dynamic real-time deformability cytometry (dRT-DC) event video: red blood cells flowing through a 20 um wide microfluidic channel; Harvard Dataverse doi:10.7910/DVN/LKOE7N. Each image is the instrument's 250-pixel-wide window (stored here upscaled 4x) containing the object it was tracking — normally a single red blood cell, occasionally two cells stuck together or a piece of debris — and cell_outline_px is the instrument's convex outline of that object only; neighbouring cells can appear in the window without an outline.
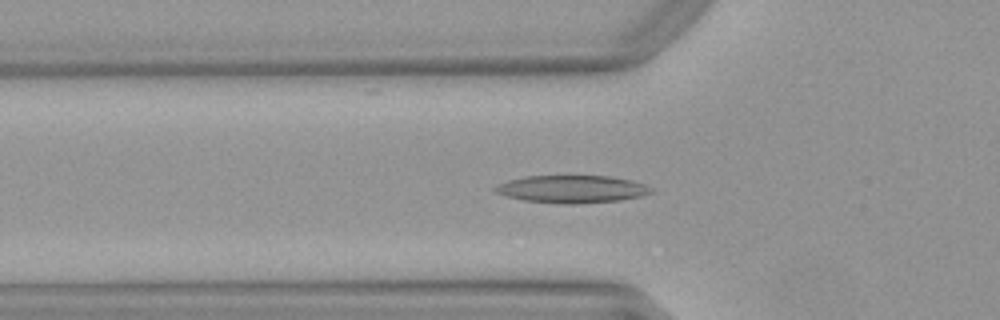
{"species": "Egyptian fruit bat (a non-hibernating species)", "species_latin": "Rousettus aegyptiacus", "temperature_condition": "warm", "stored_images_in_passage": 53, "camera_frame_rate_fps": 3000, "um_per_image_px": 0.085, "animal": {"sex": "female"}, "frame": {"image": 1, "passage_image": 18, "time_ms": 5.667, "image_size_px": [1000, 320], "cell_outline_px": [[652, 192], [640, 196], [620, 200], [576, 204], [564, 204], [524, 200], [508, 196], [496, 192], [492, 188], [508, 180], [524, 176], [608, 176], [628, 180], [644, 184]], "centroid_in_image_um": [48.57, 16.07], "position_along_channel_um": 77.2, "area_um2": 24.62}}
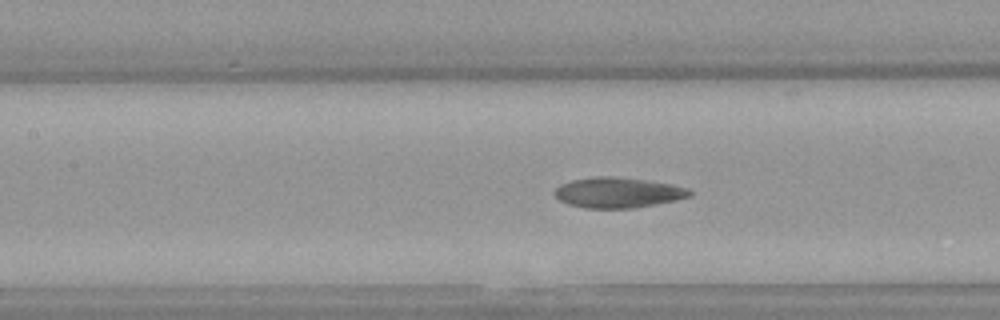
{"frame": {"image": 2, "passage_image": 24, "time_ms": 7.667, "image_size_px": [1000, 320], "cell_outline_px": [[692, 196], [676, 200], [656, 204], [632, 208], [584, 208], [568, 204], [560, 200], [552, 192], [560, 184], [572, 180], [596, 176], [616, 176], [672, 184], [688, 188], [692, 192]], "centroid_in_image_um": [52.52, 16.37], "position_along_channel_um": 154.9, "area_um2": 23.99}}
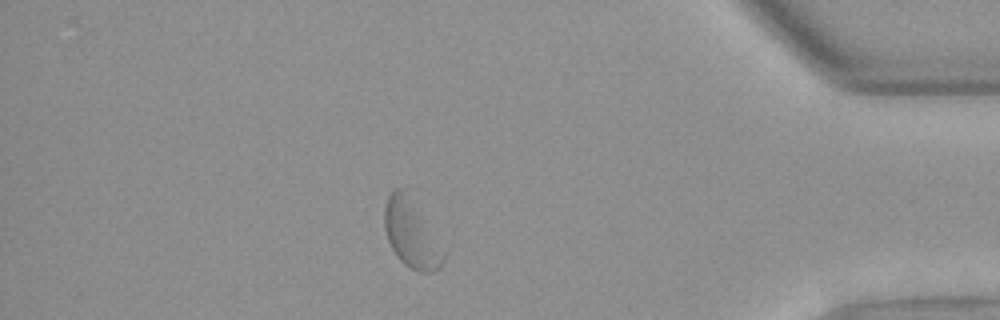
{"frame": {"image": 3, "passage_image": 46, "time_ms": 15.0, "image_size_px": [1000, 320], "cell_outline_px": [[444, 260], [432, 272], [420, 272], [404, 264], [400, 260], [392, 248], [388, 240], [384, 228], [384, 208], [388, 196], [396, 188], [408, 184], [444, 256]], "centroid_in_image_um": [34.9, 19.72], "position_along_channel_um": 400.3, "area_um2": 23.41}}